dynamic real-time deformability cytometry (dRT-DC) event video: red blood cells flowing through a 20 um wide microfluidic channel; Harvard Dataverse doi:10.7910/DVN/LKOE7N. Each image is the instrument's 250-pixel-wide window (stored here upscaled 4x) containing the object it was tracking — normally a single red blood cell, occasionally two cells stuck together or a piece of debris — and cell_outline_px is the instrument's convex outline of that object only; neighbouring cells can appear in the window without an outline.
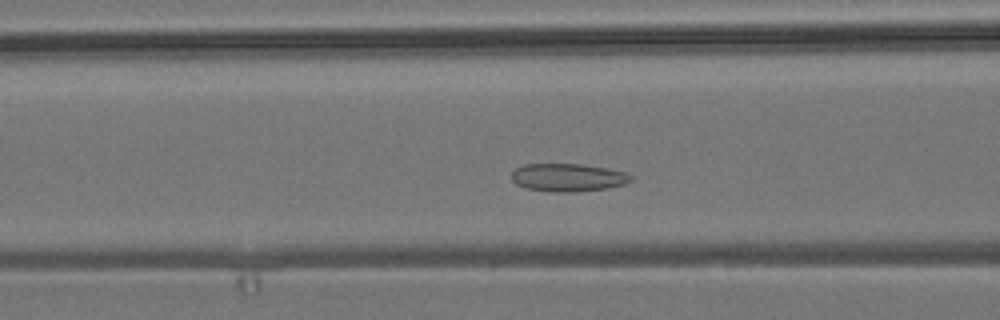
{"species": "common noctule bat (a hibernating species)", "species_latin": "Nyctalus noctula", "temperature_condition": "room temperature", "stored_images_in_passage": 47, "camera_frame_rate_fps": 3000, "um_per_image_px": 0.085, "animal": {"sex": "male", "body_mass_g": 19.2, "forearm_length_mm": 51.8}, "frame": {"image": 1, "passage_image": 14, "time_ms": 4.333, "image_size_px": [1000, 320], "cell_outline_px": [[632, 180], [624, 184], [608, 188], [572, 192], [556, 192], [524, 188], [516, 184], [512, 180], [512, 172], [516, 168], [524, 164], [580, 164], [608, 168], [624, 172], [632, 176]], "centroid_in_image_um": [48.26, 15.08], "position_along_channel_um": 118.3, "area_um2": 19.42}}
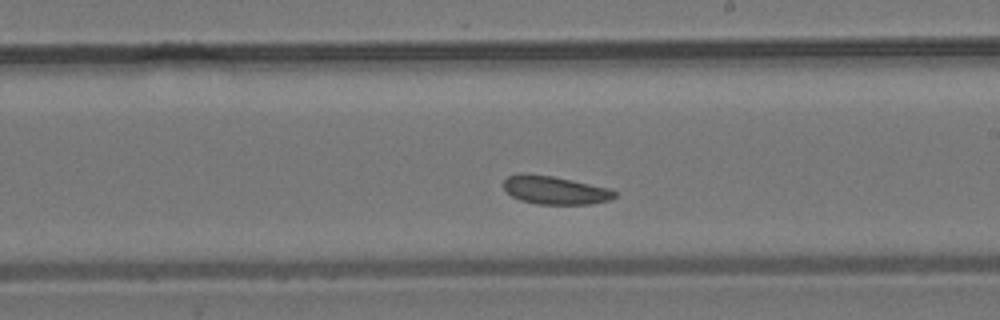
{"frame": {"image": 2, "passage_image": 24, "time_ms": 7.667, "image_size_px": [1000, 320], "cell_outline_px": [[616, 196], [608, 200], [592, 204], [536, 204], [520, 200], [512, 196], [504, 188], [504, 180], [508, 176], [520, 172], [552, 176], [608, 188], [616, 192]], "centroid_in_image_um": [47.13, 16.16], "position_along_channel_um": 241.9, "area_um2": 18.15}}
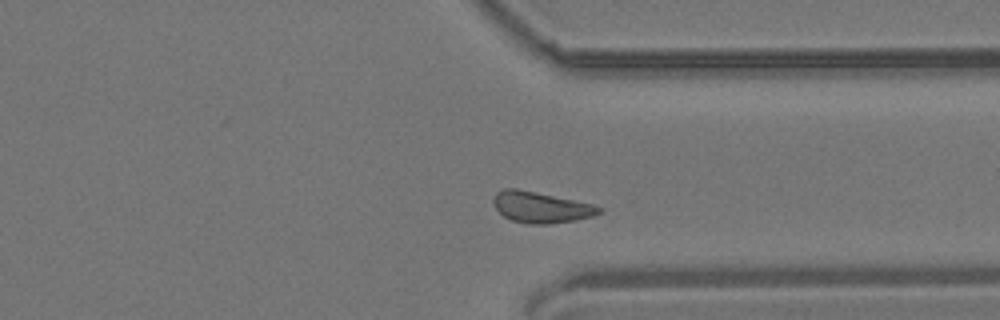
{"frame": {"image": 3, "passage_image": 34, "time_ms": 11.0, "image_size_px": [1000, 320], "cell_outline_px": [[604, 212], [592, 216], [576, 220], [548, 224], [528, 224], [512, 220], [504, 216], [492, 204], [492, 200], [496, 192], [504, 188], [516, 188], [592, 204], [604, 208]], "centroid_in_image_um": [45.97, 17.62], "position_along_channel_um": 365.4, "area_um2": 19.07}, "authors_computed_cell_mechanics": {"area_um2": 18.9006, "velocity_mm_per_s": 3.7167, "shape_relaxation_time_tau1_ms": null, "shape_relaxation_time_tau2_ms": 2.1996, "deformation_change_tau1": null, "deformation_change_tau2": 0.0736}}